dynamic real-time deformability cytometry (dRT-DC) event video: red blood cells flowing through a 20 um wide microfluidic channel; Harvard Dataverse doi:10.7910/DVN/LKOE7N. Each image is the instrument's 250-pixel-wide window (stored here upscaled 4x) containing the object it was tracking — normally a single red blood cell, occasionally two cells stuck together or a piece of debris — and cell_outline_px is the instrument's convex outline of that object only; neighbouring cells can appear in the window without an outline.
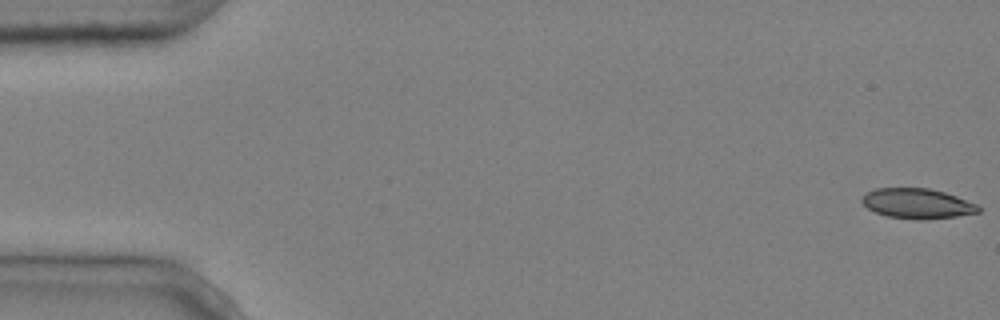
{"species": "common noctule bat (a hibernating species)", "species_latin": "Nyctalus noctula", "temperature_condition": "cold", "stored_images_in_passage": 5, "camera_frame_rate_fps": 3000, "um_per_image_px": 0.085, "animal": {"sex": "male", "body_mass_g": 20.4}, "frame": {"image": 1, "passage_image": 1, "time_ms": 0.0, "image_size_px": [1000, 320], "cell_outline_px": [[980, 212], [956, 216], [924, 220], [888, 216], [876, 212], [868, 208], [860, 200], [868, 192], [876, 188], [928, 188], [944, 192], [956, 196], [976, 204], [980, 208]], "centroid_in_image_um": [77.98, 17.3], "position_along_channel_um": 7.0, "area_um2": 20.11}}
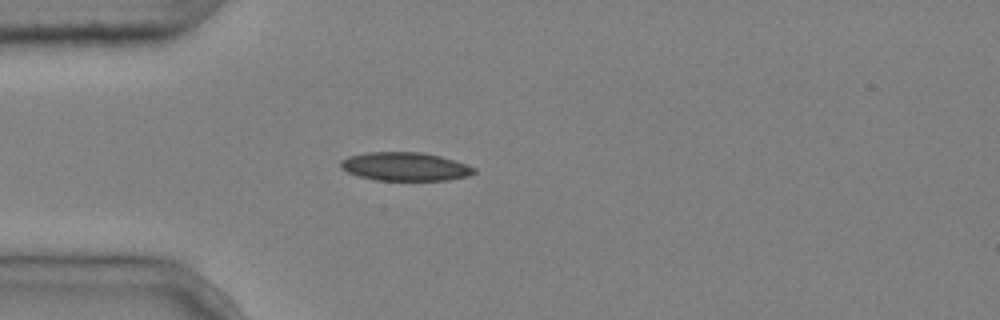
{"frame": {"image": 2, "passage_image": 5, "time_ms": 1.333, "image_size_px": [1000, 320], "cell_outline_px": [[476, 172], [468, 176], [448, 180], [376, 180], [360, 176], [348, 172], [340, 168], [340, 160], [348, 156], [368, 152], [420, 152], [440, 156], [476, 168]], "centroid_in_image_um": [34.4, 14.16], "position_along_channel_um": 50.6, "area_um2": 22.02}}